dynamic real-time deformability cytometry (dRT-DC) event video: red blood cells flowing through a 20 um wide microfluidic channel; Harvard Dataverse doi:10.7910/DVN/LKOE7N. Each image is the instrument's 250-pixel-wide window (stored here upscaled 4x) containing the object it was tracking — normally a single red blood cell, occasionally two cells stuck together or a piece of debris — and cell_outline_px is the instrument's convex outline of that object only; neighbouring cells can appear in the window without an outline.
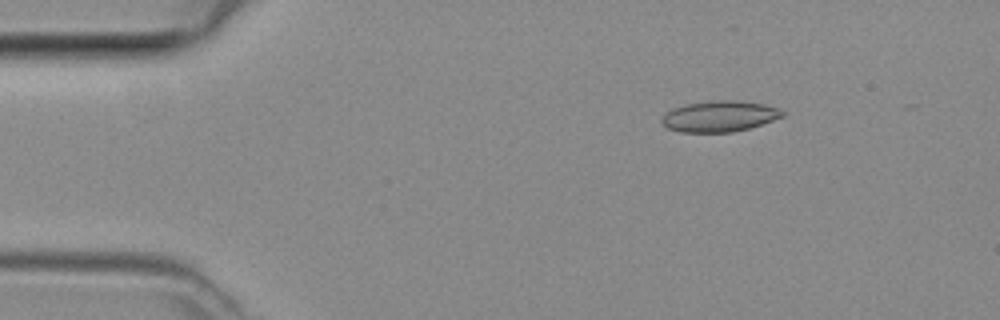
{"species": "common noctule bat (a hibernating species)", "species_latin": "Nyctalus noctula", "temperature_condition": "room temperature", "stored_images_in_passage": 3, "camera_frame_rate_fps": 3000, "um_per_image_px": 0.085, "animal": {"sex": "female", "body_mass_g": 29.2, "forearm_length_mm": 56.3}, "frame": {"image": 1, "passage_image": 2, "time_ms": 0.333, "image_size_px": [1000, 320], "cell_outline_px": [[788, 112], [784, 116], [748, 128], [732, 132], [680, 132], [668, 128], [660, 120], [664, 112], [672, 108], [684, 104], [712, 100], [740, 100], [764, 104], [780, 108]], "centroid_in_image_um": [61.15, 9.86], "position_along_channel_um": 23.8, "area_um2": 22.02}}